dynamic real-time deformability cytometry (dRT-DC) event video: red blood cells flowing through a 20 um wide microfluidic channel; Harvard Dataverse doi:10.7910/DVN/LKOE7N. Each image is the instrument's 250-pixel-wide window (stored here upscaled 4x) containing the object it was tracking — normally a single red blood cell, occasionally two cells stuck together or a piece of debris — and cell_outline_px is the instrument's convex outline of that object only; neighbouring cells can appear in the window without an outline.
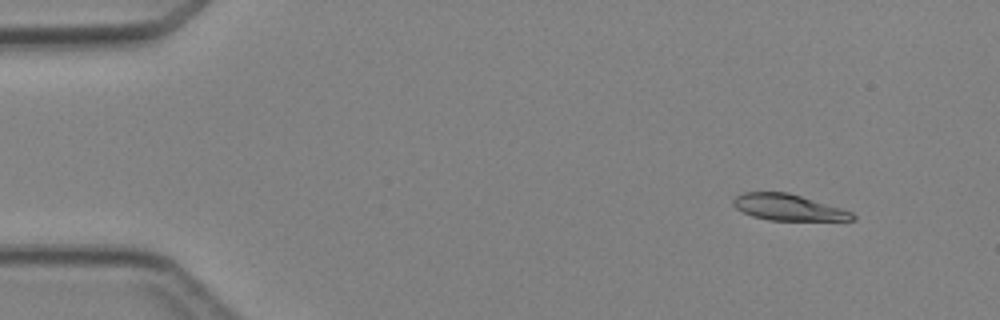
{"species": "Egyptian fruit bat (a non-hibernating species)", "species_latin": "Rousettus aegyptiacus", "temperature_condition": "cold", "stored_images_in_passage": 5, "camera_frame_rate_fps": 3000, "um_per_image_px": 0.085, "animal": {"sex": "female"}, "frame": {"image": 1, "passage_image": 1, "time_ms": 0.0, "image_size_px": [1000, 320], "cell_outline_px": [[856, 220], [768, 220], [752, 216], [736, 208], [732, 204], [732, 200], [736, 196], [744, 192], [788, 192], [840, 208], [852, 212], [856, 216]], "centroid_in_image_um": [66.98, 17.62], "position_along_channel_um": 18.0, "area_um2": 18.03}}
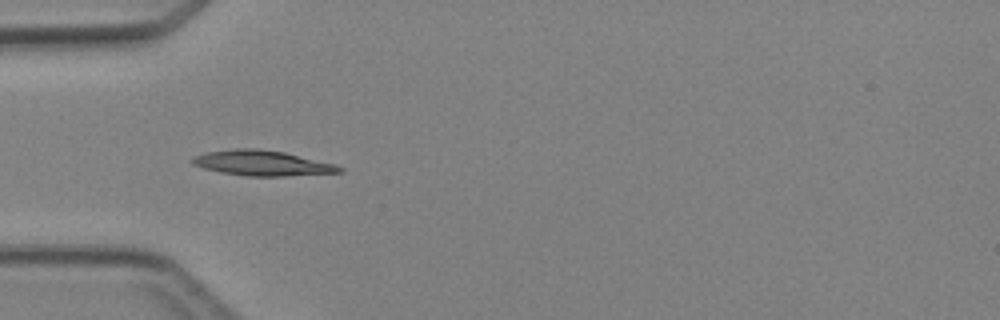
{"frame": {"image": 2, "passage_image": 4, "time_ms": 3.333, "image_size_px": [1000, 320], "cell_outline_px": [[344, 172], [284, 176], [248, 176], [220, 172], [204, 168], [192, 164], [192, 156], [204, 152], [232, 148], [256, 148], [284, 152], [336, 164], [344, 168]], "centroid_in_image_um": [22.28, 13.85], "position_along_channel_um": 62.7, "area_um2": 21.79}}
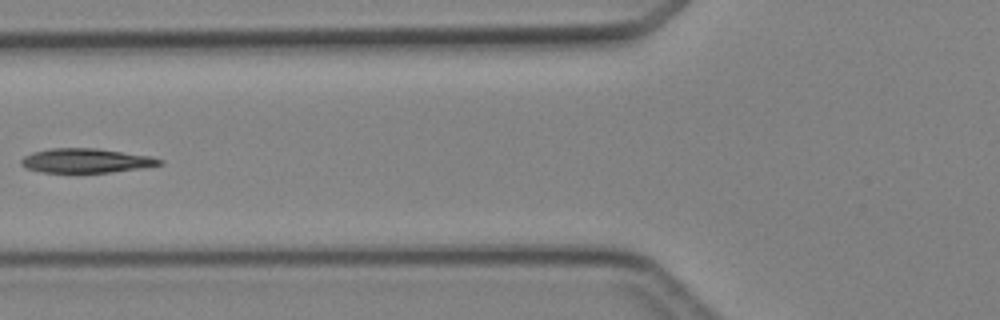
{"frame": {"image": 3, "passage_image": 5, "time_ms": 4.667, "image_size_px": [1000, 320], "cell_outline_px": [[164, 164], [144, 168], [108, 172], [40, 172], [24, 168], [20, 164], [20, 160], [24, 156], [32, 152], [52, 148], [96, 148], [152, 156], [164, 160]], "centroid_in_image_um": [7.32, 13.65], "position_along_channel_um": 118.5, "area_um2": 19.77}}